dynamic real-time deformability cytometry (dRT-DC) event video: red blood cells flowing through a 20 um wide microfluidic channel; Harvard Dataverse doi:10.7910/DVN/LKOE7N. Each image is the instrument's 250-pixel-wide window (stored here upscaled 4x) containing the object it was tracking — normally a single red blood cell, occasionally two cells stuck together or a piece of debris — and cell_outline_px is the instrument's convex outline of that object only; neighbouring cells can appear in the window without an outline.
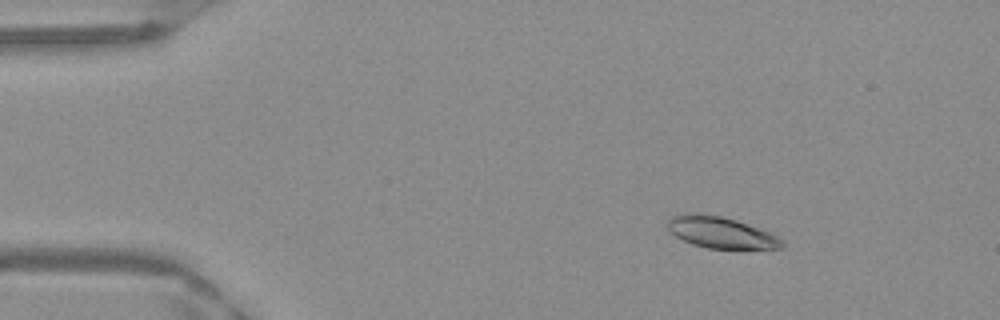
{"species": "Egyptian fruit bat (a non-hibernating species)", "species_latin": "Rousettus aegyptiacus", "temperature_condition": "warm", "stored_images_in_passage": 51, "camera_frame_rate_fps": 3000, "um_per_image_px": 0.085, "frame": {"image": 1, "passage_image": 7, "time_ms": 2.0, "image_size_px": [1000, 320], "cell_outline_px": [[784, 244], [780, 248], [708, 248], [692, 244], [676, 236], [668, 228], [668, 220], [672, 216], [688, 212], [700, 212], [720, 216], [736, 220], [768, 232], [784, 240]], "centroid_in_image_um": [61.24, 19.74], "position_along_channel_um": 23.8, "area_um2": 20.63}}
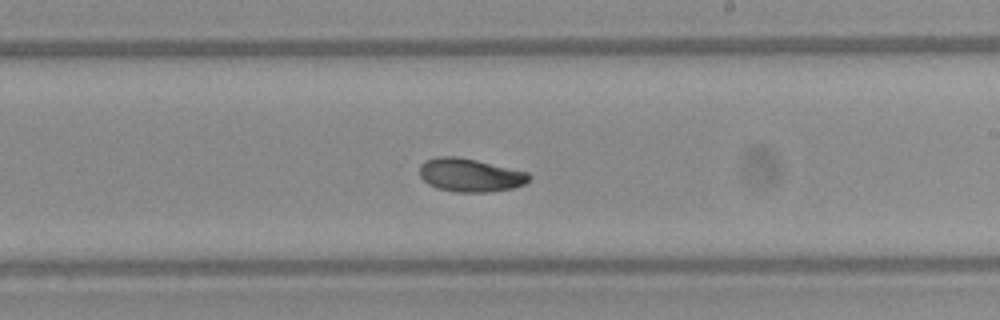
{"frame": {"image": 2, "passage_image": 30, "time_ms": 9.667, "image_size_px": [1000, 320], "cell_outline_px": [[528, 180], [524, 184], [512, 188], [488, 192], [456, 192], [436, 188], [428, 184], [420, 176], [420, 164], [424, 160], [436, 156], [456, 156], [476, 160], [528, 172]], "centroid_in_image_um": [39.9, 14.88], "position_along_channel_um": 249.1, "area_um2": 21.21}}
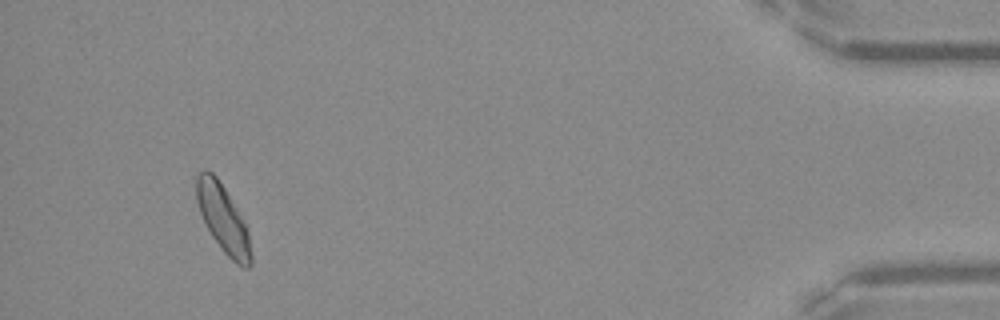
{"frame": {"image": 3, "passage_image": 48, "time_ms": 15.667, "image_size_px": [1000, 320], "cell_outline_px": [[252, 264], [248, 268], [244, 268], [236, 264], [224, 252], [212, 236], [200, 212], [196, 200], [196, 176], [204, 168], [212, 172], [216, 176], [224, 188], [240, 216], [248, 232], [252, 256]], "centroid_in_image_um": [18.95, 18.6], "position_along_channel_um": 416.3, "area_um2": 21.04}, "authors_computed_cell_mechanics": {"area_um2": 21.386, "velocity_mm_per_s": 3.9469, "shape_relaxation_time_tau1_ms": 3.4569, "shape_relaxation_time_tau2_ms": null, "deformation_change_tau1": 0.1216, "deformation_change_tau2": null}}